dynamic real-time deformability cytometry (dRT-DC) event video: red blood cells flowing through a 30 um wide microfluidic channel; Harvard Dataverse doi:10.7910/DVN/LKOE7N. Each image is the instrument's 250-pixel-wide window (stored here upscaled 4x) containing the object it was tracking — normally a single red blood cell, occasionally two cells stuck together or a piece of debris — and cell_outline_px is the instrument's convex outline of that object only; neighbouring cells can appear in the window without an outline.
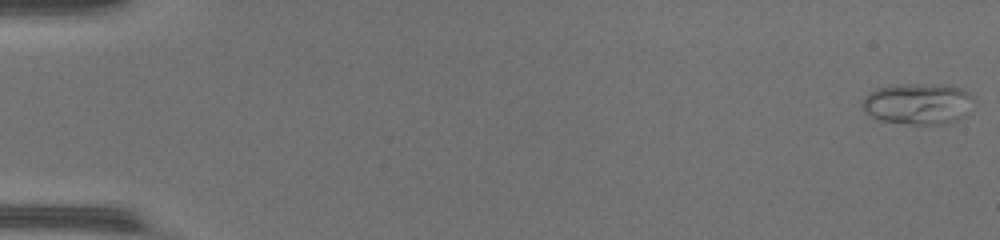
{"species": "common noctule bat (a hibernating species)", "species_latin": "Nyctalus noctula", "temperature_condition": "warm", "stored_images_in_passage": 52, "camera_frame_rate_fps": 3000, "um_per_image_px": 0.085, "animal": {"sex": "female", "body_mass_g": 17.0, "forearm_length_mm": 48.0}, "frame": {"image": 1, "passage_image": 1, "time_ms": 0.0, "image_size_px": [1000, 240], "cell_outline_px": [[976, 96], [964, 116], [948, 124], [908, 124], [880, 120], [872, 116], [860, 104], [864, 96], [868, 92], [876, 88], [896, 84], [952, 84], [964, 88]], "centroid_in_image_um": [78.07, 8.79], "position_along_channel_um": 6.9, "area_um2": 27.28}}
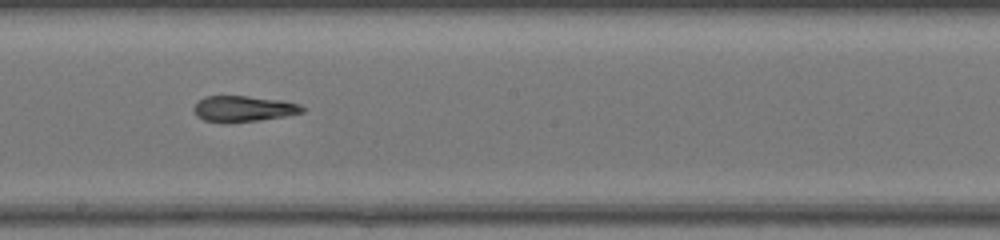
{"frame": {"image": 2, "passage_image": 30, "time_ms": 9.667, "image_size_px": [1000, 240], "cell_outline_px": [[308, 108], [304, 112], [284, 116], [260, 120], [204, 120], [196, 116], [192, 108], [204, 96], [248, 96], [280, 100], [300, 104]], "centroid_in_image_um": [20.75, 9.2], "position_along_channel_um": 227.5, "area_um2": 15.84}}
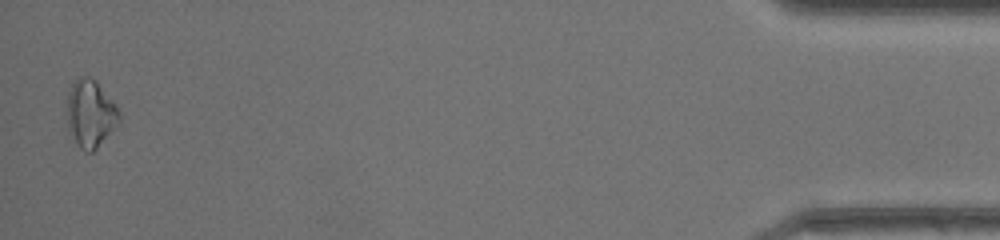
{"frame": {"image": 3, "passage_image": 51, "time_ms": 16.667, "image_size_px": [1000, 240], "cell_outline_px": [[120, 124], [92, 152], [84, 152], [80, 148], [68, 132], [68, 92], [72, 80], [80, 76], [88, 76], [96, 80], [116, 104], [120, 112]], "centroid_in_image_um": [7.7, 9.64], "position_along_channel_um": 427.5, "area_um2": 20.87}}